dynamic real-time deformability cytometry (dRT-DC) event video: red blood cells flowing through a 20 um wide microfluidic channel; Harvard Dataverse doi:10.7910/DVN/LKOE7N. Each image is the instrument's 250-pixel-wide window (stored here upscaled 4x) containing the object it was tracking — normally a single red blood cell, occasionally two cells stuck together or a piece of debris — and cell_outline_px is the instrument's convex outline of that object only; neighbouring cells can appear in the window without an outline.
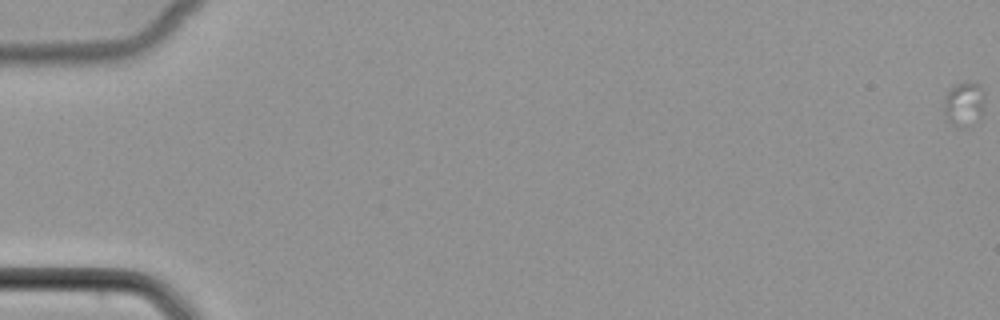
{"species": "common noctule bat (a hibernating species)", "species_latin": "Nyctalus noctula", "temperature_condition": "cold", "stored_images_in_passage": 10, "camera_frame_rate_fps": 3000, "um_per_image_px": 0.085, "animal": {"sex": "female", "body_mass_g": 22.7, "forearm_length_mm": 54.2}, "frame": {"image": 1, "passage_image": 1, "time_ms": 0.0, "image_size_px": [1000, 320], "cell_outline_px": [[984, 104], [980, 116], [968, 128], [960, 128], [944, 120], [944, 96], [956, 84], [968, 80], [976, 80], [980, 84], [984, 92]], "centroid_in_image_um": [81.94, 8.82], "position_along_channel_um": 3.1, "area_um2": 11.04}}